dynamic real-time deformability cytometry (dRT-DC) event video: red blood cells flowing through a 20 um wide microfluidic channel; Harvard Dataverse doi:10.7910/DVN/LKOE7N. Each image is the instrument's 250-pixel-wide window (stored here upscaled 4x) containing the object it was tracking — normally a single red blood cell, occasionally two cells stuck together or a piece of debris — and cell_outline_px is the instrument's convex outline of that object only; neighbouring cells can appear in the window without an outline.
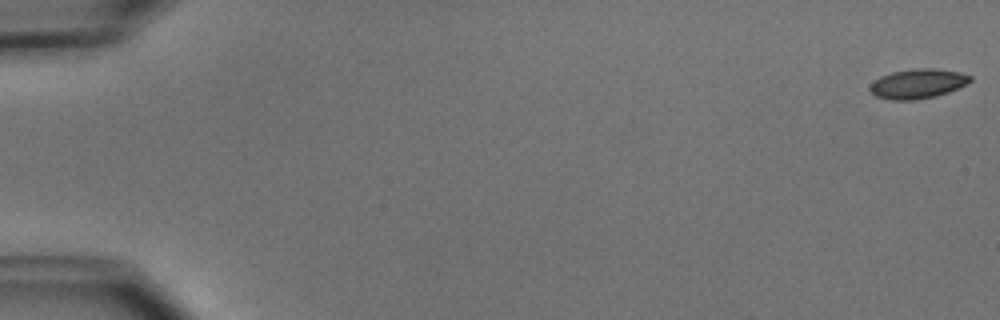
{"species": "common noctule bat (a hibernating species)", "species_latin": "Nyctalus noctula", "temperature_condition": "cold", "stored_images_in_passage": 3, "camera_frame_rate_fps": 3000, "um_per_image_px": 0.085, "animal": {"sex": "male", "body_mass_g": 15.6}, "frame": {"image": 1, "passage_image": 1, "time_ms": 0.0, "image_size_px": [1000, 320], "cell_outline_px": [[972, 80], [968, 84], [948, 92], [936, 96], [916, 100], [888, 100], [876, 96], [868, 88], [880, 76], [892, 72], [916, 68], [932, 68], [960, 72], [972, 76]], "centroid_in_image_um": [78.03, 7.12], "position_along_channel_um": 7.0, "area_um2": 17.34}}